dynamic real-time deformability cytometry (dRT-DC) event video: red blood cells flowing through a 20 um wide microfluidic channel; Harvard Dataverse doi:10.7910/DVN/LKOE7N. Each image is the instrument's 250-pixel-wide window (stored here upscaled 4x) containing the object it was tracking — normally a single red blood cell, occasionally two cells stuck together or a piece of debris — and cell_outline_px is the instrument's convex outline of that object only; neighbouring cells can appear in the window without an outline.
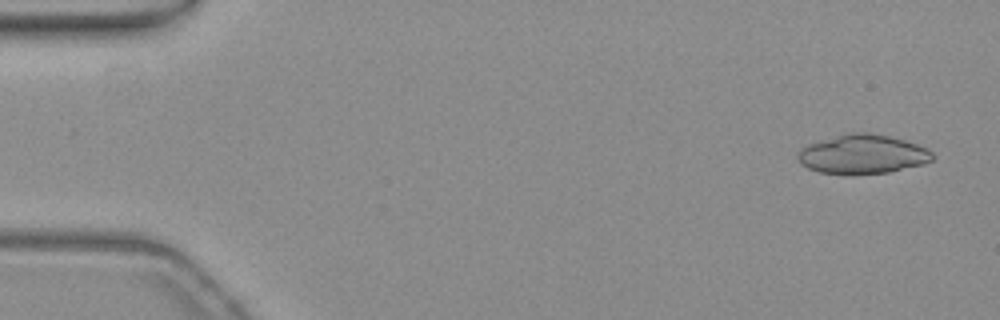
{"species": "common noctule bat (a hibernating species)", "species_latin": "Nyctalus noctula", "temperature_condition": "warm", "stored_images_in_passage": 54, "segment_of_instrument_passage": [1, 2], "camera_frame_rate_fps": 3000, "um_per_image_px": 0.085, "animal": {"sex": "female", "body_mass_g": 19.3, "forearm_length_mm": 54.1}, "frame": {"image": 1, "passage_image": 3, "time_ms": 0.667, "image_size_px": [1000, 320], "cell_outline_px": [[936, 156], [932, 160], [924, 164], [888, 172], [852, 176], [848, 176], [820, 172], [808, 168], [800, 164], [796, 156], [800, 148], [808, 144], [844, 132], [868, 132], [888, 136], [904, 140], [928, 148]], "centroid_in_image_um": [73.29, 13.12], "position_along_channel_um": 11.7, "area_um2": 31.44}}